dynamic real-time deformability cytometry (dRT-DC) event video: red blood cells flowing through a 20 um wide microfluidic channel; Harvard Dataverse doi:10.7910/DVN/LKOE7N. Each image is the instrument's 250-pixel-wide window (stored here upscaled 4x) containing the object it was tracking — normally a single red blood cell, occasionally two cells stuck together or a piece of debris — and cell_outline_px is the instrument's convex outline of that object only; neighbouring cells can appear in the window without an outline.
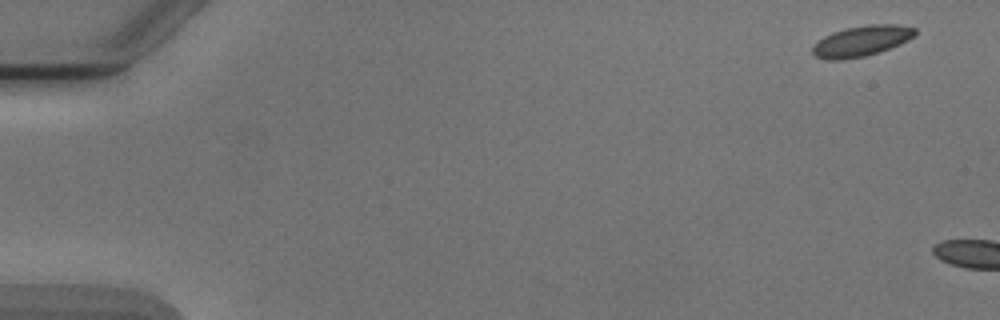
{"species": "Egyptian fruit bat (a non-hibernating species)", "species_latin": "Rousettus aegyptiacus", "temperature_condition": "cold", "stored_images_in_passage": 2, "camera_frame_rate_fps": 3000, "um_per_image_px": 0.085, "animal": {"sex": "male"}, "frame": {"image": 1, "passage_image": 1, "time_ms": 0.0, "image_size_px": [1000, 320], "cell_outline_px": [[916, 32], [908, 40], [900, 44], [880, 52], [864, 56], [840, 60], [828, 60], [816, 56], [812, 52], [812, 44], [816, 40], [832, 32], [844, 28], [868, 24], [896, 24], [916, 28]], "centroid_in_image_um": [73.19, 3.48], "position_along_channel_um": 11.8, "area_um2": 18.44}}